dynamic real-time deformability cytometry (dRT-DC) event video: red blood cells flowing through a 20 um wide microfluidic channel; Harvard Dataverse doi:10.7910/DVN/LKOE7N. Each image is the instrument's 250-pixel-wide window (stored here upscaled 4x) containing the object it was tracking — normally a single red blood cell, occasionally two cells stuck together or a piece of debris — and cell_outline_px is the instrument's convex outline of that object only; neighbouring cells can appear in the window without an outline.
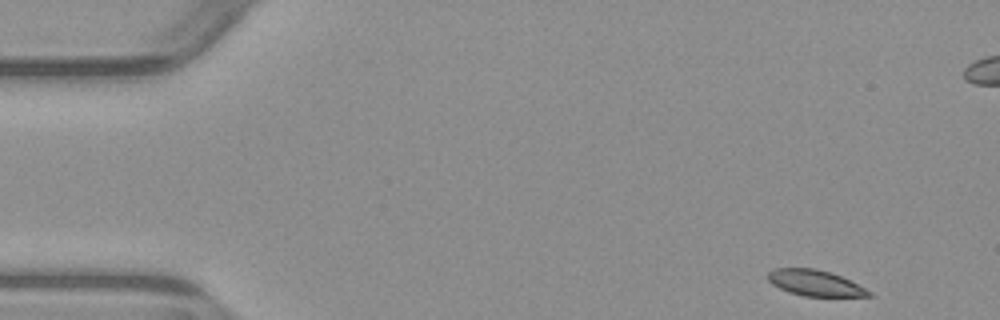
{"species": "common noctule bat (a hibernating species)", "species_latin": "Nyctalus noctula", "temperature_condition": "warm", "stored_images_in_passage": 5, "camera_frame_rate_fps": 3000, "um_per_image_px": 0.085, "animal": {"sex": "male", "body_mass_g": 23.1, "forearm_length_mm": 52.7}, "frame": {"image": 1, "passage_image": 1, "time_ms": 0.0, "image_size_px": [1000, 320], "cell_outline_px": [[876, 296], [804, 296], [788, 292], [772, 284], [768, 280], [768, 272], [772, 268], [816, 268], [840, 276], [872, 292]], "centroid_in_image_um": [69.25, 24.05], "position_along_channel_um": 15.8, "area_um2": 15.09}}